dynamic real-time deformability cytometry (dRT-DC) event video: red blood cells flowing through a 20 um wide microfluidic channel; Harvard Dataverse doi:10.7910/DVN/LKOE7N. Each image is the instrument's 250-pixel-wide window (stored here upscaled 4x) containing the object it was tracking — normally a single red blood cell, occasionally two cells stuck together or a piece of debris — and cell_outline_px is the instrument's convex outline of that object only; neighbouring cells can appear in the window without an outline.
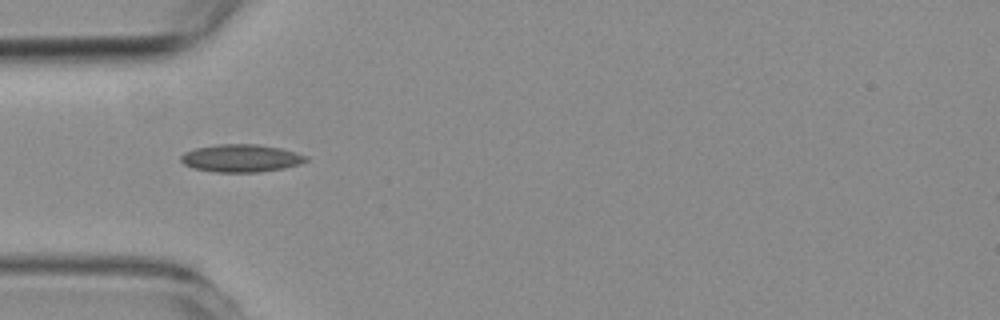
{"species": "common noctule bat (a hibernating species)", "species_latin": "Nyctalus noctula", "temperature_condition": "room temperature", "stored_images_in_passage": 3, "camera_frame_rate_fps": 3000, "um_per_image_px": 0.085, "animal": {"sex": "female", "body_mass_g": 19.3, "forearm_length_mm": 54.1}, "frame": {"image": 1, "passage_image": 1, "time_ms": 0.0, "image_size_px": [1000, 320], "cell_outline_px": [[308, 160], [300, 164], [284, 168], [260, 172], [216, 172], [192, 168], [184, 164], [180, 160], [180, 156], [184, 152], [196, 148], [220, 144], [256, 144], [280, 148], [296, 152], [308, 156]], "centroid_in_image_um": [20.5, 13.45], "position_along_channel_um": 64.5, "area_um2": 20.23}}
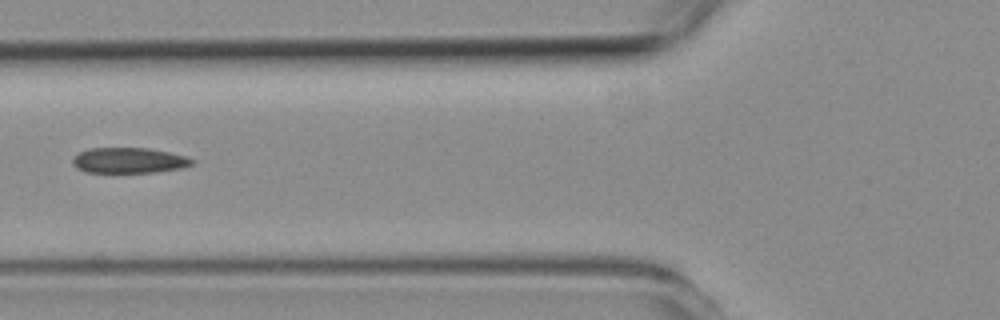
{"frame": {"image": 2, "passage_image": 2, "time_ms": 1.333, "image_size_px": [1000, 320], "cell_outline_px": [[196, 164], [184, 168], [156, 172], [84, 172], [76, 168], [72, 164], [72, 160], [80, 152], [92, 148], [148, 148], [168, 152], [184, 156], [196, 160]], "centroid_in_image_um": [11.01, 13.64], "position_along_channel_um": 114.8, "area_um2": 17.8}}
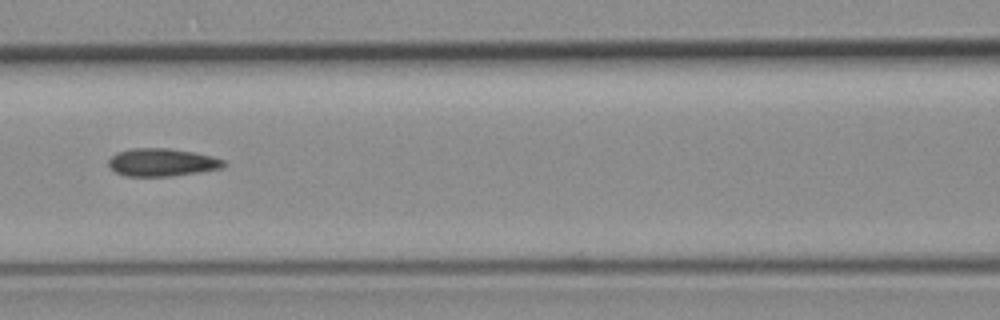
{"frame": {"image": 3, "passage_image": 3, "time_ms": 2.333, "image_size_px": [1000, 320], "cell_outline_px": [[228, 164], [224, 168], [200, 172], [172, 176], [124, 176], [116, 172], [108, 164], [108, 160], [116, 152], [136, 148], [168, 148], [192, 152], [212, 156], [224, 160]], "centroid_in_image_um": [13.8, 13.8], "position_along_channel_um": 152.8, "area_um2": 18.73}}